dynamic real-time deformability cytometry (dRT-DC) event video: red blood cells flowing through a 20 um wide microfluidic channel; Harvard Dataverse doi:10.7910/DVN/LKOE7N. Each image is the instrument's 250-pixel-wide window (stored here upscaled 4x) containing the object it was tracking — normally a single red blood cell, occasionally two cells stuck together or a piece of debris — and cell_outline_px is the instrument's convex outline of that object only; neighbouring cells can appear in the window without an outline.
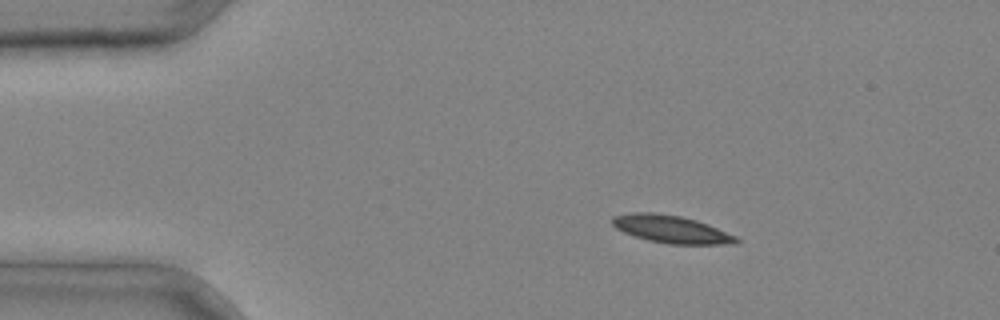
{"species": "common noctule bat (a hibernating species)", "species_latin": "Nyctalus noctula", "temperature_condition": "cold", "stored_images_in_passage": 4, "camera_frame_rate_fps": 3000, "um_per_image_px": 0.085, "animal": {"sex": "male", "body_mass_g": 20.4}, "frame": {"image": 1, "passage_image": 2, "time_ms": 0.333, "image_size_px": [1000, 320], "cell_outline_px": [[740, 240], [736, 244], [668, 244], [648, 240], [624, 232], [616, 228], [612, 224], [612, 216], [632, 212], [652, 212], [680, 216], [696, 220], [708, 224], [736, 236]], "centroid_in_image_um": [57.06, 19.48], "position_along_channel_um": 27.9, "area_um2": 19.88}}
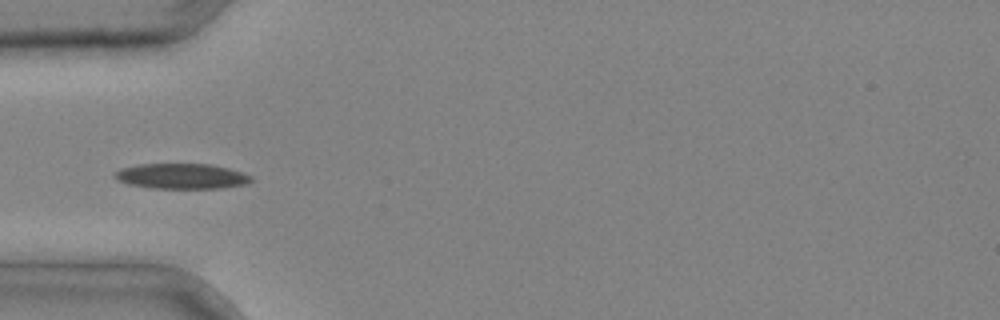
{"frame": {"image": 2, "passage_image": 3, "time_ms": 0.667, "image_size_px": [1000, 320], "cell_outline_px": [[252, 180], [248, 184], [224, 188], [152, 188], [128, 184], [112, 176], [120, 168], [136, 164], [212, 164], [244, 172], [252, 176]], "centroid_in_image_um": [15.47, 14.97], "position_along_channel_um": 69.5, "area_um2": 20.29}}